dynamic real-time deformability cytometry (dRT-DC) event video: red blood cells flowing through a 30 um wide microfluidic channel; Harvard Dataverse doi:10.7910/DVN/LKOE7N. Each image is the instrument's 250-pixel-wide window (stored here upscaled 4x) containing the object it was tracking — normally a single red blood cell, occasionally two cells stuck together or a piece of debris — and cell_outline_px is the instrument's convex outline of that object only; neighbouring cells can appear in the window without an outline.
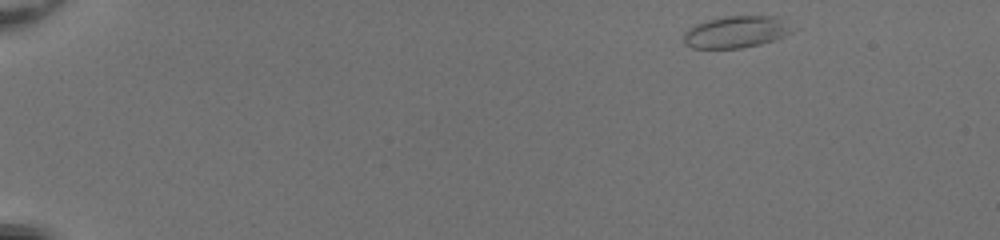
{"species": "common noctule bat (a hibernating species)", "species_latin": "Nyctalus noctula", "temperature_condition": "room temperature", "stored_images_in_passage": 46, "camera_frame_rate_fps": 3000, "um_per_image_px": 0.085, "animal": {"sex": "female", "body_mass_g": 20.0, "forearm_length_mm": 54.0}, "frame": {"image": 1, "passage_image": 1, "time_ms": 0.0, "image_size_px": [1000, 240], "cell_outline_px": [[800, 28], [776, 40], [760, 44], [740, 48], [692, 48], [684, 44], [684, 32], [688, 28], [696, 24], [708, 20], [724, 16], [776, 16]], "centroid_in_image_um": [62.64, 2.71], "position_along_channel_um": 22.4, "area_um2": 20.52}}
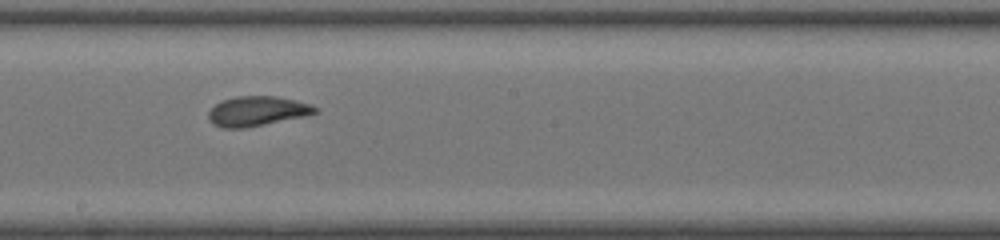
{"frame": {"image": 2, "passage_image": 26, "time_ms": 8.333, "image_size_px": [1000, 240], "cell_outline_px": [[320, 112], [308, 116], [244, 128], [224, 128], [212, 124], [208, 120], [208, 112], [216, 104], [224, 100], [236, 96], [276, 96], [312, 104], [320, 108]], "centroid_in_image_um": [21.91, 9.45], "position_along_channel_um": 226.3, "area_um2": 18.73}}
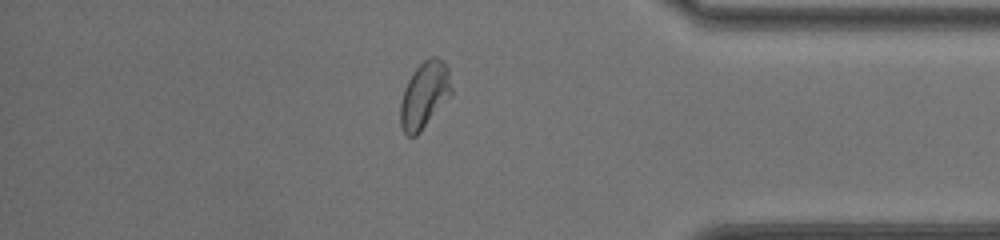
{"frame": {"image": 3, "passage_image": 40, "time_ms": 13.0, "image_size_px": [1000, 240], "cell_outline_px": [[452, 92], [420, 132], [416, 136], [408, 136], [404, 132], [400, 124], [400, 104], [404, 88], [412, 72], [428, 56], [436, 56], [444, 60], [448, 68], [452, 88]], "centroid_in_image_um": [36.07, 8.04], "position_along_channel_um": 399.1, "area_um2": 19.71}, "authors_computed_cell_mechanics": {"area_um2": 19.0162, "velocity_mm_per_s": 4.0915, "shape_relaxation_time_tau1_ms": 3.9066, "shape_relaxation_time_tau2_ms": 1.4921, "deformation_change_tau1": 0.1507, "deformation_change_tau2": 0.0751}}